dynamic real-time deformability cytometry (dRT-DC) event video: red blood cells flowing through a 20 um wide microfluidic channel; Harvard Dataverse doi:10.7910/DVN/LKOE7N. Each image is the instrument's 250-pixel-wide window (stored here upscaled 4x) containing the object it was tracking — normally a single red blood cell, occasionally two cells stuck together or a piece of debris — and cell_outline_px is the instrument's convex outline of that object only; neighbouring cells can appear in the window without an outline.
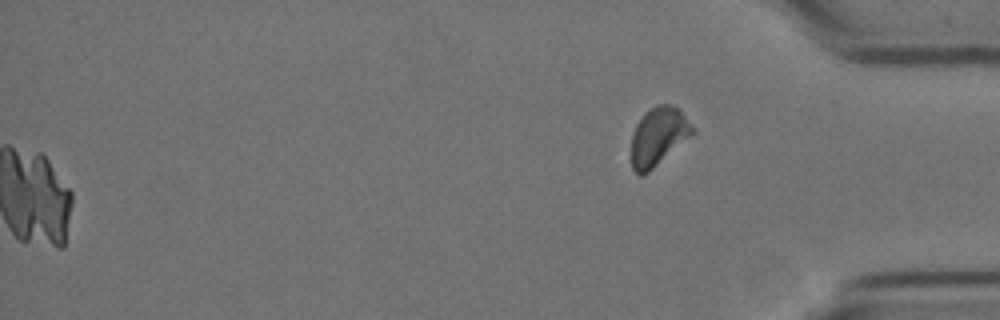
{"species": "Egyptian fruit bat (a non-hibernating species)", "species_latin": "Rousettus aegyptiacus", "temperature_condition": "cold", "stored_images_in_passage": 57, "camera_frame_rate_fps": 3000, "um_per_image_px": 0.085, "animal": {"sex": "female"}, "frame": {"image": 1, "passage_image": 57, "time_ms": 18.667, "image_size_px": [1000, 320], "cell_outline_px": [[696, 132], [644, 176], [640, 176], [632, 168], [632, 132], [636, 124], [644, 112], [656, 104], [672, 104], [696, 128]], "centroid_in_image_um": [55.96, 11.6], "position_along_channel_um": 379.2, "area_um2": 20.87}}